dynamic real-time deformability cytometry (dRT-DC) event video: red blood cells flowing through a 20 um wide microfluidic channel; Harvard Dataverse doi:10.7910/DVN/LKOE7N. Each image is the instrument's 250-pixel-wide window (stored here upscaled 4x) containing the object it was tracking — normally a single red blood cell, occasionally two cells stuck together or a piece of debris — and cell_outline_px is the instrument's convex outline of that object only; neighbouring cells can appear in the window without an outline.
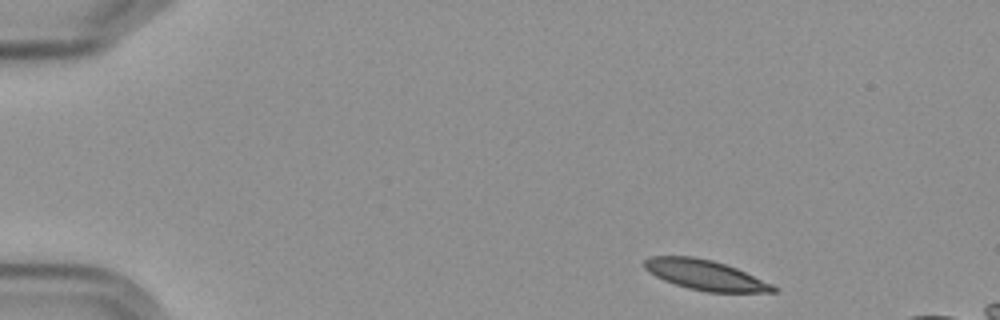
{"species": "Egyptian fruit bat (a non-hibernating species)", "species_latin": "Rousettus aegyptiacus", "temperature_condition": "cold", "stored_images_in_passage": 4, "camera_frame_rate_fps": 3000, "um_per_image_px": 0.085, "frame": {"image": 1, "passage_image": 1, "time_ms": 0.0, "image_size_px": [1000, 320], "cell_outline_px": [[780, 288], [776, 292], [708, 292], [688, 288], [664, 280], [648, 272], [644, 268], [644, 260], [648, 256], [692, 256], [712, 260], [736, 268], [772, 284]], "centroid_in_image_um": [59.93, 23.37], "position_along_channel_um": 25.1, "area_um2": 22.48}}